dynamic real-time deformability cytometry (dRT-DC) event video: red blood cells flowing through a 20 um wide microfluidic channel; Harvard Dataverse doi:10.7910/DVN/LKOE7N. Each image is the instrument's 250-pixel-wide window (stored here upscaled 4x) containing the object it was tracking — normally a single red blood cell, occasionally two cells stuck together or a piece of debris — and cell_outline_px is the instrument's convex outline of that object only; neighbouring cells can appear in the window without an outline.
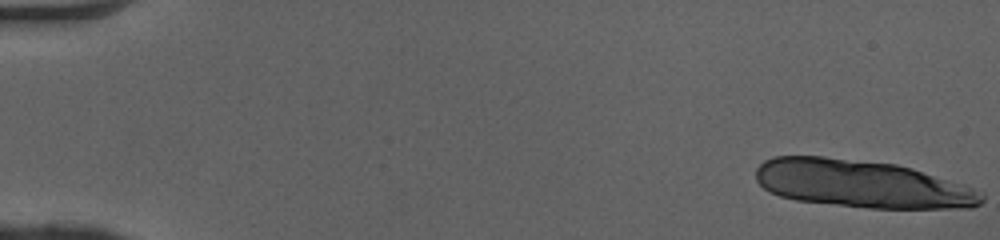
{"species": "human", "species_latin": "Homo sapiens", "temperature_condition": "cold", "stored_images_in_passage": 16, "camera_frame_rate_fps": 3000, "um_per_image_px": 0.085, "donor": {"sex": "female"}, "frame": {"image": 1, "passage_image": 1, "time_ms": 0.0, "image_size_px": [1000, 240], "cell_outline_px": [[984, 200], [980, 204], [972, 208], [868, 208], [796, 200], [780, 196], [764, 188], [756, 180], [756, 168], [764, 160], [772, 156], [824, 156], [896, 164], [912, 168], [968, 184], [984, 192]], "centroid_in_image_um": [73.32, 15.63], "position_along_channel_um": 11.7, "area_um2": 63.29}}